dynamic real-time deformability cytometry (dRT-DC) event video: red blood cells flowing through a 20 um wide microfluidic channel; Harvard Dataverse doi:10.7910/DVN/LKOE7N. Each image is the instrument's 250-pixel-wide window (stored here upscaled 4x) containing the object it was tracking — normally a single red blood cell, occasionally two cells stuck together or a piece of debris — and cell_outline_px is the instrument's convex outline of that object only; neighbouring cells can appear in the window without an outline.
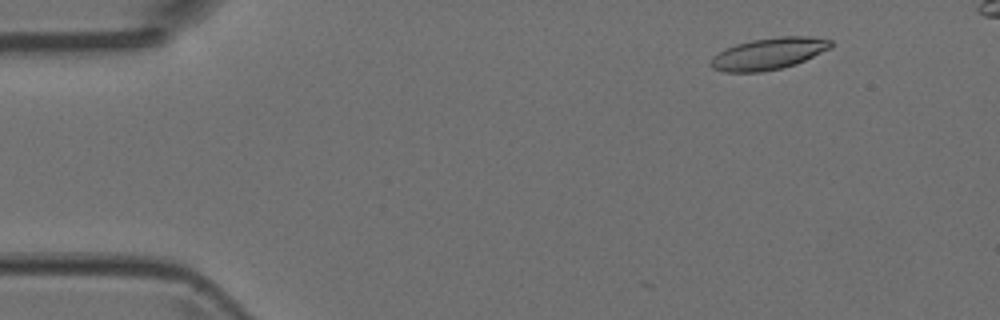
{"species": "Egyptian fruit bat (a non-hibernating species)", "species_latin": "Rousettus aegyptiacus", "temperature_condition": "room temperature", "stored_images_in_passage": 6, "camera_frame_rate_fps": 3000, "um_per_image_px": 0.085, "animal": {"sex": "female"}, "frame": {"image": 1, "passage_image": 2, "time_ms": 0.333, "image_size_px": [1000, 320], "cell_outline_px": [[832, 48], [796, 64], [780, 68], [760, 72], [724, 72], [712, 68], [708, 64], [712, 56], [724, 48], [736, 44], [752, 40], [780, 36], [808, 36], [832, 40]], "centroid_in_image_um": [65.31, 4.56], "position_along_channel_um": 19.7, "area_um2": 22.37}}
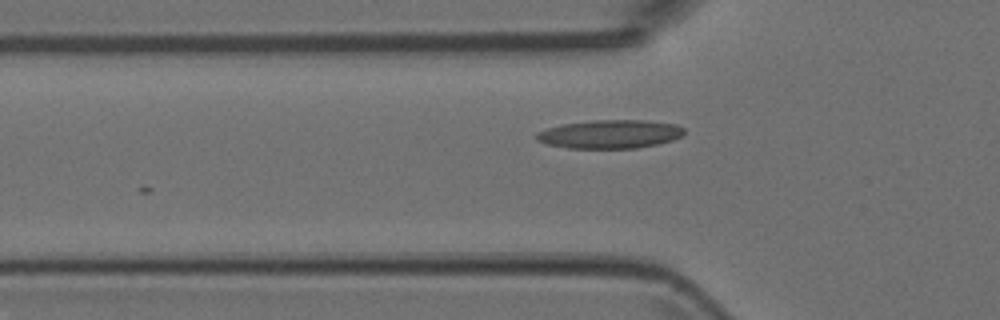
{"frame": {"image": 2, "passage_image": 5, "time_ms": 1.333, "image_size_px": [1000, 320], "cell_outline_px": [[684, 136], [672, 140], [656, 144], [636, 148], [568, 148], [548, 144], [536, 140], [536, 132], [560, 124], [592, 120], [644, 120], [676, 124], [684, 128]], "centroid_in_image_um": [51.85, 11.39], "position_along_channel_um": 74.0, "area_um2": 24.62}}
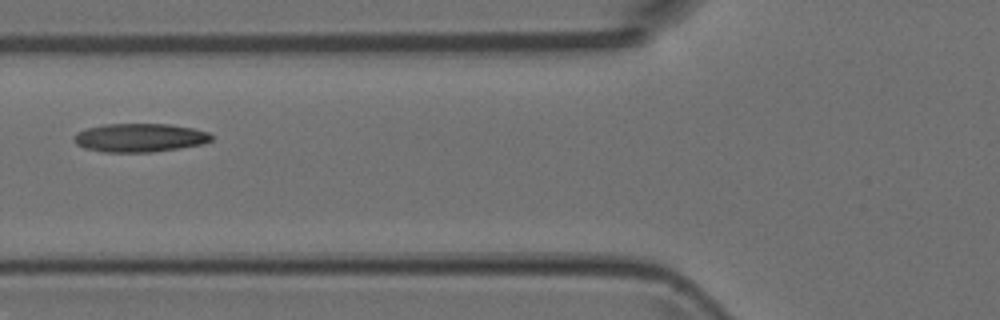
{"frame": {"image": 3, "passage_image": 6, "time_ms": 1.667, "image_size_px": [1000, 320], "cell_outline_px": [[212, 140], [204, 144], [180, 148], [152, 152], [104, 152], [84, 148], [76, 144], [72, 136], [76, 132], [88, 128], [104, 124], [168, 124], [192, 128], [208, 132], [212, 136]], "centroid_in_image_um": [11.86, 11.71], "position_along_channel_um": 113.9, "area_um2": 22.95}}